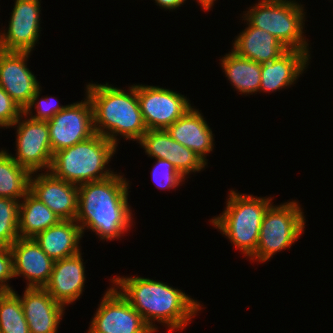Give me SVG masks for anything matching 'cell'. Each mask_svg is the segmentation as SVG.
<instances>
[{
    "instance_id": "obj_26",
    "label": "cell",
    "mask_w": 333,
    "mask_h": 333,
    "mask_svg": "<svg viewBox=\"0 0 333 333\" xmlns=\"http://www.w3.org/2000/svg\"><path fill=\"white\" fill-rule=\"evenodd\" d=\"M0 333H30L17 292L4 291L0 296Z\"/></svg>"
},
{
    "instance_id": "obj_10",
    "label": "cell",
    "mask_w": 333,
    "mask_h": 333,
    "mask_svg": "<svg viewBox=\"0 0 333 333\" xmlns=\"http://www.w3.org/2000/svg\"><path fill=\"white\" fill-rule=\"evenodd\" d=\"M47 123L53 154L95 134L92 104L87 95L84 101L66 105Z\"/></svg>"
},
{
    "instance_id": "obj_8",
    "label": "cell",
    "mask_w": 333,
    "mask_h": 333,
    "mask_svg": "<svg viewBox=\"0 0 333 333\" xmlns=\"http://www.w3.org/2000/svg\"><path fill=\"white\" fill-rule=\"evenodd\" d=\"M95 313L88 333H154L115 285L105 292Z\"/></svg>"
},
{
    "instance_id": "obj_27",
    "label": "cell",
    "mask_w": 333,
    "mask_h": 333,
    "mask_svg": "<svg viewBox=\"0 0 333 333\" xmlns=\"http://www.w3.org/2000/svg\"><path fill=\"white\" fill-rule=\"evenodd\" d=\"M20 201L0 197V246L10 247L18 238Z\"/></svg>"
},
{
    "instance_id": "obj_16",
    "label": "cell",
    "mask_w": 333,
    "mask_h": 333,
    "mask_svg": "<svg viewBox=\"0 0 333 333\" xmlns=\"http://www.w3.org/2000/svg\"><path fill=\"white\" fill-rule=\"evenodd\" d=\"M14 277L24 276L26 287L44 288L53 270L50 258L34 238H18L11 246Z\"/></svg>"
},
{
    "instance_id": "obj_22",
    "label": "cell",
    "mask_w": 333,
    "mask_h": 333,
    "mask_svg": "<svg viewBox=\"0 0 333 333\" xmlns=\"http://www.w3.org/2000/svg\"><path fill=\"white\" fill-rule=\"evenodd\" d=\"M82 229L75 220H60L34 237L41 249L54 261L80 252Z\"/></svg>"
},
{
    "instance_id": "obj_4",
    "label": "cell",
    "mask_w": 333,
    "mask_h": 333,
    "mask_svg": "<svg viewBox=\"0 0 333 333\" xmlns=\"http://www.w3.org/2000/svg\"><path fill=\"white\" fill-rule=\"evenodd\" d=\"M116 148L107 138L95 133L87 140L55 152L49 171L76 185L105 180L115 174L106 165Z\"/></svg>"
},
{
    "instance_id": "obj_19",
    "label": "cell",
    "mask_w": 333,
    "mask_h": 333,
    "mask_svg": "<svg viewBox=\"0 0 333 333\" xmlns=\"http://www.w3.org/2000/svg\"><path fill=\"white\" fill-rule=\"evenodd\" d=\"M310 51L287 50L278 59L261 64L259 91L273 92L293 85L309 65ZM307 64V65H306Z\"/></svg>"
},
{
    "instance_id": "obj_15",
    "label": "cell",
    "mask_w": 333,
    "mask_h": 333,
    "mask_svg": "<svg viewBox=\"0 0 333 333\" xmlns=\"http://www.w3.org/2000/svg\"><path fill=\"white\" fill-rule=\"evenodd\" d=\"M138 143L148 156L171 162L184 177L201 171L207 165L199 155L175 141L163 129H148Z\"/></svg>"
},
{
    "instance_id": "obj_34",
    "label": "cell",
    "mask_w": 333,
    "mask_h": 333,
    "mask_svg": "<svg viewBox=\"0 0 333 333\" xmlns=\"http://www.w3.org/2000/svg\"><path fill=\"white\" fill-rule=\"evenodd\" d=\"M4 291L5 290L0 287V296L4 293Z\"/></svg>"
},
{
    "instance_id": "obj_7",
    "label": "cell",
    "mask_w": 333,
    "mask_h": 333,
    "mask_svg": "<svg viewBox=\"0 0 333 333\" xmlns=\"http://www.w3.org/2000/svg\"><path fill=\"white\" fill-rule=\"evenodd\" d=\"M303 214L295 200L277 206L271 204L261 223L256 252L250 259L263 263L277 252L290 249L304 232Z\"/></svg>"
},
{
    "instance_id": "obj_29",
    "label": "cell",
    "mask_w": 333,
    "mask_h": 333,
    "mask_svg": "<svg viewBox=\"0 0 333 333\" xmlns=\"http://www.w3.org/2000/svg\"><path fill=\"white\" fill-rule=\"evenodd\" d=\"M40 87L39 90L32 96L31 102L27 106V108L23 111L24 117L29 116L33 120H38V121H49L52 117H54L58 112L63 110L66 106L60 104L58 102L54 101L53 97H44L40 98ZM39 99V100H38ZM36 104V105H35ZM32 107L37 109L36 110V115L32 114Z\"/></svg>"
},
{
    "instance_id": "obj_2",
    "label": "cell",
    "mask_w": 333,
    "mask_h": 333,
    "mask_svg": "<svg viewBox=\"0 0 333 333\" xmlns=\"http://www.w3.org/2000/svg\"><path fill=\"white\" fill-rule=\"evenodd\" d=\"M111 282L154 332L158 329L155 321L166 325L169 331L183 330L203 309L185 292L153 279L117 276Z\"/></svg>"
},
{
    "instance_id": "obj_30",
    "label": "cell",
    "mask_w": 333,
    "mask_h": 333,
    "mask_svg": "<svg viewBox=\"0 0 333 333\" xmlns=\"http://www.w3.org/2000/svg\"><path fill=\"white\" fill-rule=\"evenodd\" d=\"M23 110L0 86V128H9L19 119Z\"/></svg>"
},
{
    "instance_id": "obj_31",
    "label": "cell",
    "mask_w": 333,
    "mask_h": 333,
    "mask_svg": "<svg viewBox=\"0 0 333 333\" xmlns=\"http://www.w3.org/2000/svg\"><path fill=\"white\" fill-rule=\"evenodd\" d=\"M11 278L15 277L10 247L0 246V287L5 291H13V288L6 283Z\"/></svg>"
},
{
    "instance_id": "obj_17",
    "label": "cell",
    "mask_w": 333,
    "mask_h": 333,
    "mask_svg": "<svg viewBox=\"0 0 333 333\" xmlns=\"http://www.w3.org/2000/svg\"><path fill=\"white\" fill-rule=\"evenodd\" d=\"M20 298L30 333H57L65 306L55 301L44 288L26 287Z\"/></svg>"
},
{
    "instance_id": "obj_24",
    "label": "cell",
    "mask_w": 333,
    "mask_h": 333,
    "mask_svg": "<svg viewBox=\"0 0 333 333\" xmlns=\"http://www.w3.org/2000/svg\"><path fill=\"white\" fill-rule=\"evenodd\" d=\"M221 67L231 85L240 94L259 92L261 82V64L244 58L233 50L221 59Z\"/></svg>"
},
{
    "instance_id": "obj_13",
    "label": "cell",
    "mask_w": 333,
    "mask_h": 333,
    "mask_svg": "<svg viewBox=\"0 0 333 333\" xmlns=\"http://www.w3.org/2000/svg\"><path fill=\"white\" fill-rule=\"evenodd\" d=\"M29 55L30 52L0 50V86L23 111L41 87L27 67Z\"/></svg>"
},
{
    "instance_id": "obj_9",
    "label": "cell",
    "mask_w": 333,
    "mask_h": 333,
    "mask_svg": "<svg viewBox=\"0 0 333 333\" xmlns=\"http://www.w3.org/2000/svg\"><path fill=\"white\" fill-rule=\"evenodd\" d=\"M24 113L12 125L17 126L16 155L13 159L31 173L44 168L50 170L53 152L50 145L47 121L33 120L30 117L22 120Z\"/></svg>"
},
{
    "instance_id": "obj_11",
    "label": "cell",
    "mask_w": 333,
    "mask_h": 333,
    "mask_svg": "<svg viewBox=\"0 0 333 333\" xmlns=\"http://www.w3.org/2000/svg\"><path fill=\"white\" fill-rule=\"evenodd\" d=\"M137 96L147 130H166L191 107L186 96L159 86L138 84Z\"/></svg>"
},
{
    "instance_id": "obj_5",
    "label": "cell",
    "mask_w": 333,
    "mask_h": 333,
    "mask_svg": "<svg viewBox=\"0 0 333 333\" xmlns=\"http://www.w3.org/2000/svg\"><path fill=\"white\" fill-rule=\"evenodd\" d=\"M228 196L225 210L210 222L227 236L234 247L251 258L256 252L261 223L272 198L253 197L234 190Z\"/></svg>"
},
{
    "instance_id": "obj_14",
    "label": "cell",
    "mask_w": 333,
    "mask_h": 333,
    "mask_svg": "<svg viewBox=\"0 0 333 333\" xmlns=\"http://www.w3.org/2000/svg\"><path fill=\"white\" fill-rule=\"evenodd\" d=\"M32 174L29 191L61 220H75L78 211V185L57 178L50 171L36 176L35 172Z\"/></svg>"
},
{
    "instance_id": "obj_33",
    "label": "cell",
    "mask_w": 333,
    "mask_h": 333,
    "mask_svg": "<svg viewBox=\"0 0 333 333\" xmlns=\"http://www.w3.org/2000/svg\"><path fill=\"white\" fill-rule=\"evenodd\" d=\"M214 1L216 0H197V2L199 3V5L202 7L203 10L205 11H209L211 9V7L214 5Z\"/></svg>"
},
{
    "instance_id": "obj_20",
    "label": "cell",
    "mask_w": 333,
    "mask_h": 333,
    "mask_svg": "<svg viewBox=\"0 0 333 333\" xmlns=\"http://www.w3.org/2000/svg\"><path fill=\"white\" fill-rule=\"evenodd\" d=\"M166 131L175 141L194 151L205 162L207 161L205 155L214 148L212 130L203 115L193 106Z\"/></svg>"
},
{
    "instance_id": "obj_28",
    "label": "cell",
    "mask_w": 333,
    "mask_h": 333,
    "mask_svg": "<svg viewBox=\"0 0 333 333\" xmlns=\"http://www.w3.org/2000/svg\"><path fill=\"white\" fill-rule=\"evenodd\" d=\"M152 179L159 189H171L185 181V177L167 160L156 158Z\"/></svg>"
},
{
    "instance_id": "obj_12",
    "label": "cell",
    "mask_w": 333,
    "mask_h": 333,
    "mask_svg": "<svg viewBox=\"0 0 333 333\" xmlns=\"http://www.w3.org/2000/svg\"><path fill=\"white\" fill-rule=\"evenodd\" d=\"M40 1L15 0L7 32L0 33V50L30 52L39 39Z\"/></svg>"
},
{
    "instance_id": "obj_23",
    "label": "cell",
    "mask_w": 333,
    "mask_h": 333,
    "mask_svg": "<svg viewBox=\"0 0 333 333\" xmlns=\"http://www.w3.org/2000/svg\"><path fill=\"white\" fill-rule=\"evenodd\" d=\"M60 220L58 215L29 191L19 204V237L34 238Z\"/></svg>"
},
{
    "instance_id": "obj_32",
    "label": "cell",
    "mask_w": 333,
    "mask_h": 333,
    "mask_svg": "<svg viewBox=\"0 0 333 333\" xmlns=\"http://www.w3.org/2000/svg\"><path fill=\"white\" fill-rule=\"evenodd\" d=\"M186 0H155L156 5L160 6L162 9L175 10L185 3Z\"/></svg>"
},
{
    "instance_id": "obj_21",
    "label": "cell",
    "mask_w": 333,
    "mask_h": 333,
    "mask_svg": "<svg viewBox=\"0 0 333 333\" xmlns=\"http://www.w3.org/2000/svg\"><path fill=\"white\" fill-rule=\"evenodd\" d=\"M246 27L233 43V51L238 55L263 64L278 59L288 49L280 41L260 28L253 27L246 19Z\"/></svg>"
},
{
    "instance_id": "obj_6",
    "label": "cell",
    "mask_w": 333,
    "mask_h": 333,
    "mask_svg": "<svg viewBox=\"0 0 333 333\" xmlns=\"http://www.w3.org/2000/svg\"><path fill=\"white\" fill-rule=\"evenodd\" d=\"M304 7L294 0H261L244 18L255 28L275 36L288 50H308L304 39Z\"/></svg>"
},
{
    "instance_id": "obj_18",
    "label": "cell",
    "mask_w": 333,
    "mask_h": 333,
    "mask_svg": "<svg viewBox=\"0 0 333 333\" xmlns=\"http://www.w3.org/2000/svg\"><path fill=\"white\" fill-rule=\"evenodd\" d=\"M79 252L73 256L56 260L44 289L62 305H68L79 299L84 291L85 267Z\"/></svg>"
},
{
    "instance_id": "obj_25",
    "label": "cell",
    "mask_w": 333,
    "mask_h": 333,
    "mask_svg": "<svg viewBox=\"0 0 333 333\" xmlns=\"http://www.w3.org/2000/svg\"><path fill=\"white\" fill-rule=\"evenodd\" d=\"M31 172L20 166L6 150L0 152V197L20 201L30 189Z\"/></svg>"
},
{
    "instance_id": "obj_3",
    "label": "cell",
    "mask_w": 333,
    "mask_h": 333,
    "mask_svg": "<svg viewBox=\"0 0 333 333\" xmlns=\"http://www.w3.org/2000/svg\"><path fill=\"white\" fill-rule=\"evenodd\" d=\"M86 95L93 110L94 131L118 146L117 135L139 141L147 131L140 111L137 85L129 91L106 84L86 85Z\"/></svg>"
},
{
    "instance_id": "obj_1",
    "label": "cell",
    "mask_w": 333,
    "mask_h": 333,
    "mask_svg": "<svg viewBox=\"0 0 333 333\" xmlns=\"http://www.w3.org/2000/svg\"><path fill=\"white\" fill-rule=\"evenodd\" d=\"M129 181L122 175L78 185V211L75 221L91 229L101 240L119 239L133 225L128 203ZM132 223V224H131Z\"/></svg>"
}]
</instances>
